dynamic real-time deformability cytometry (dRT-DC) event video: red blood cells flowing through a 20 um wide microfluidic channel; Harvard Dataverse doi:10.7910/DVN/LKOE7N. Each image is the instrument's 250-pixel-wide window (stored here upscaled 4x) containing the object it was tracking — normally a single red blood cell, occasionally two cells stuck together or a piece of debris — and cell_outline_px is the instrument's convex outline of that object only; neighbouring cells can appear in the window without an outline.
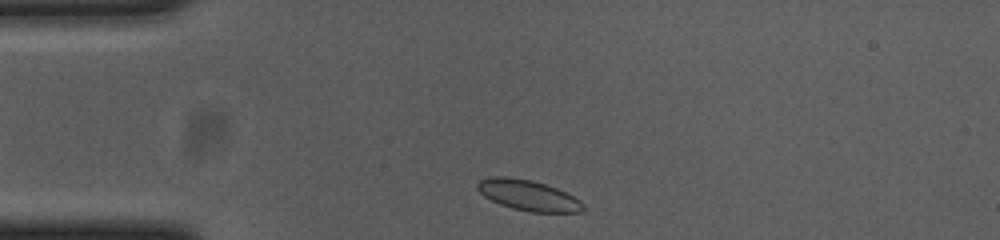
{"species": "common noctule bat (a hibernating species)", "species_latin": "Nyctalus noctula", "temperature_condition": "cold", "stored_images_in_passage": 34, "camera_frame_rate_fps": 3000, "um_per_image_px": 0.085, "animal": {"sex": "female", "body_mass_g": 23.0, "forearm_length_mm": 53.4}, "frame": {"image": 1, "passage_image": 1, "time_ms": 0.0, "image_size_px": [1000, 240], "cell_outline_px": [[584, 212], [528, 212], [512, 208], [500, 204], [484, 196], [476, 188], [476, 184], [480, 180], [492, 176], [508, 176], [532, 180], [556, 188], [580, 200], [584, 204]], "centroid_in_image_um": [44.88, 16.6], "position_along_channel_um": 40.1, "area_um2": 18.84}}
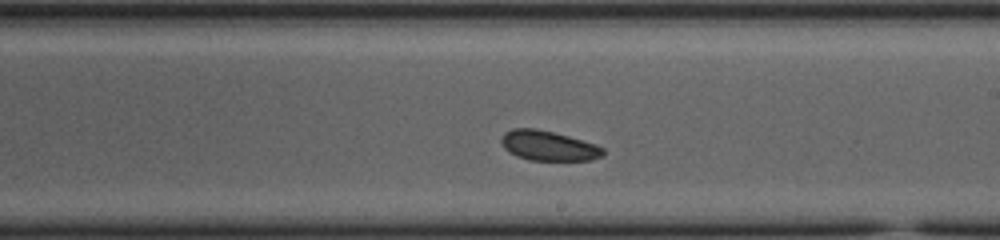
{"frame": {"image": 2, "passage_image": 20, "time_ms": 6.333, "image_size_px": [1000, 240], "cell_outline_px": [[604, 156], [592, 160], [528, 160], [516, 156], [508, 152], [504, 148], [500, 140], [504, 132], [512, 128], [536, 128], [568, 136], [596, 144], [604, 148]], "centroid_in_image_um": [46.6, 12.39], "position_along_channel_um": 242.4, "area_um2": 17.86}}
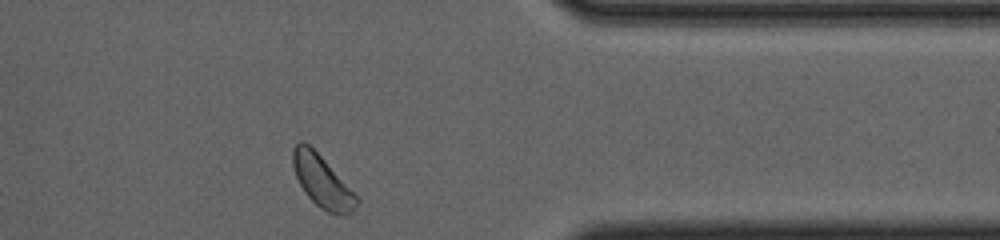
{"frame": {"image": 3, "passage_image": 33, "time_ms": 10.667, "image_size_px": [1000, 240], "cell_outline_px": [[360, 200], [352, 212], [348, 216], [336, 216], [320, 208], [308, 196], [300, 184], [296, 176], [292, 164], [292, 152], [296, 144], [300, 140], [304, 140], [324, 160]], "centroid_in_image_um": [27.38, 15.46], "position_along_channel_um": 384.0, "area_um2": 19.02}, "authors_computed_cell_mechanics": {"area_um2": 18.4093, "velocity_mm_per_s": 3.6245, "shape_relaxation_time_tau1_ms": null, "shape_relaxation_time_tau2_ms": 2.9187, "deformation_change_tau1": null, "deformation_change_tau2": 0.0649}}